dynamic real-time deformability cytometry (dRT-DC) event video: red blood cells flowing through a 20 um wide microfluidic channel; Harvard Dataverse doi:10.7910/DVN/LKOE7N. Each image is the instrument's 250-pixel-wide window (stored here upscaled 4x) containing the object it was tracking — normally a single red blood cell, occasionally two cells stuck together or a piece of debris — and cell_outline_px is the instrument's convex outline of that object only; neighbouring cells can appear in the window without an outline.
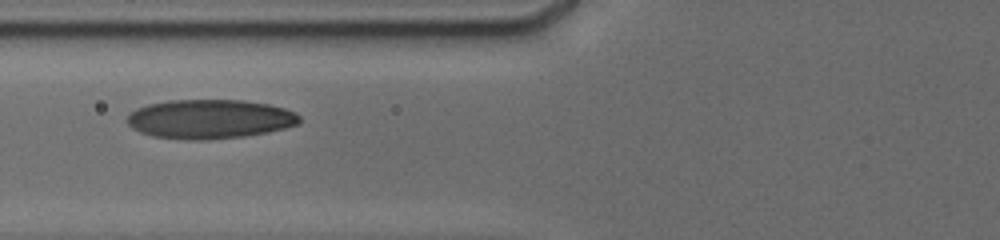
{"species": "human", "species_latin": "Homo sapiens", "temperature_condition": "cold", "stored_images_in_passage": 13, "camera_frame_rate_fps": 3000, "um_per_image_px": 0.085, "donor": {"sex": "male"}, "frame": {"image": 1, "passage_image": 3, "time_ms": 2.0, "image_size_px": [1000, 240], "cell_outline_px": [[300, 124], [268, 132], [244, 136], [208, 140], [188, 140], [152, 136], [140, 132], [132, 128], [128, 124], [128, 116], [136, 108], [148, 104], [168, 100], [244, 100], [268, 104], [284, 108], [296, 112], [300, 116]], "centroid_in_image_um": [17.85, 10.12], "position_along_channel_um": 108.0, "area_um2": 39.54}}
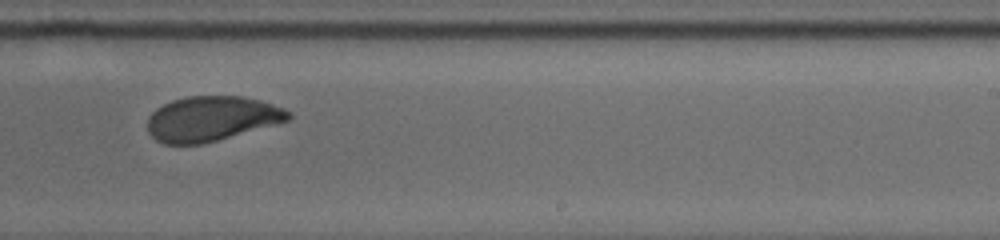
{"frame": {"image": 2, "passage_image": 7, "time_ms": 6.333, "image_size_px": [1000, 240], "cell_outline_px": [[292, 116], [288, 120], [276, 124], [216, 140], [200, 144], [164, 144], [156, 140], [148, 132], [148, 116], [156, 108], [172, 100], [188, 96], [244, 96], [260, 100], [284, 108], [292, 112]], "centroid_in_image_um": [17.98, 10.07], "position_along_channel_um": 271.0, "area_um2": 36.76}}
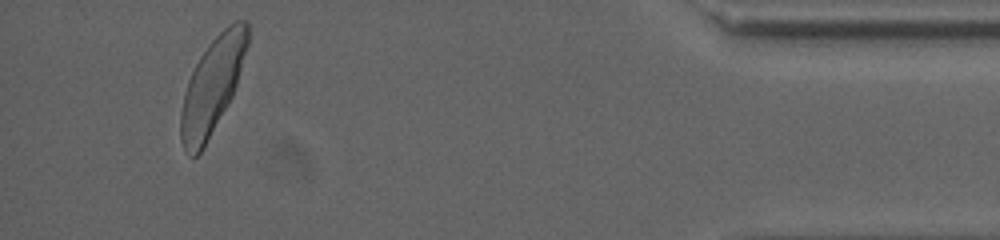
{"frame": {"image": 3, "passage_image": 12, "time_ms": 11.667, "image_size_px": [1000, 240], "cell_outline_px": [[248, 44], [236, 84], [232, 96], [204, 148], [196, 156], [188, 156], [180, 140], [180, 112], [184, 92], [188, 80], [200, 56], [208, 44], [228, 24], [236, 20], [248, 20]], "centroid_in_image_um": [18.02, 7.3], "position_along_channel_um": 417.2, "area_um2": 37.05}, "authors_computed_cell_mechanics": {"area_um2": 37.57, "velocity_mm_per_s": 3.7679, "shape_relaxation_time_tau1_ms": 2.9279, "shape_relaxation_time_tau2_ms": 0.7953, "deformation_change_tau1": 0.1071, "deformation_change_tau2": 0.0465}}